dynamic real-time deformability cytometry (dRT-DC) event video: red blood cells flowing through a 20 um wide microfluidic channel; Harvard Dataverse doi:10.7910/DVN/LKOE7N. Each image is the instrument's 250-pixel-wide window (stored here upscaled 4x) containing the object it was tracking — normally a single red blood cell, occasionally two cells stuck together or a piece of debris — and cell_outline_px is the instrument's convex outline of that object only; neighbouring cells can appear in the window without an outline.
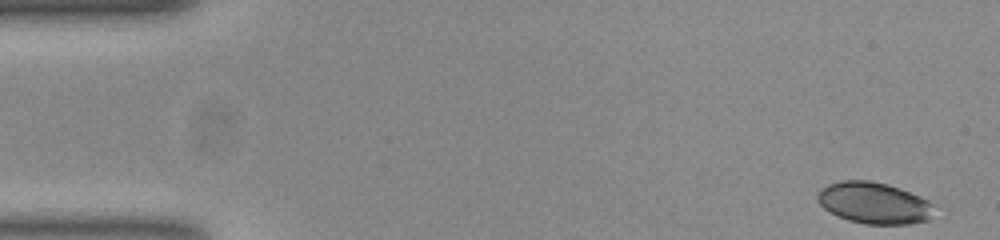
{"species": "common noctule bat (a hibernating species)", "species_latin": "Nyctalus noctula", "temperature_condition": "room temperature", "stored_images_in_passage": 51, "camera_frame_rate_fps": 3000, "um_per_image_px": 0.085, "animal": {"sex": "female", "body_mass_g": 23.0, "forearm_length_mm": 53.4}, "frame": {"image": 1, "passage_image": 1, "time_ms": 0.0, "image_size_px": [1000, 240], "cell_outline_px": [[936, 204], [928, 220], [908, 224], [864, 224], [848, 220], [824, 208], [816, 200], [816, 196], [820, 188], [828, 184], [840, 180], [868, 180], [888, 184], [900, 188], [920, 196]], "centroid_in_image_um": [74.29, 17.24], "position_along_channel_um": 10.7, "area_um2": 28.32}}
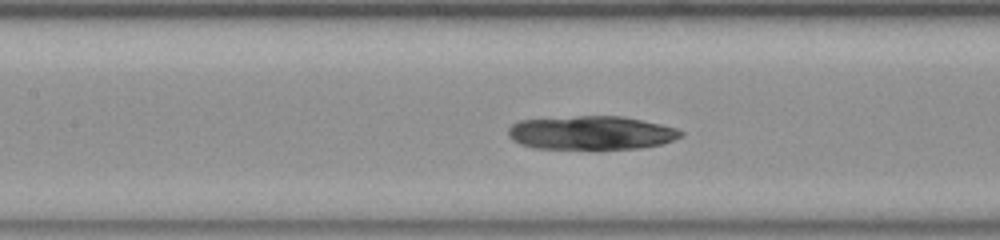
{"frame": {"image": 2, "passage_image": 22, "time_ms": 7.0, "image_size_px": [1000, 240], "cell_outline_px": [[684, 136], [660, 144], [640, 148], [536, 148], [520, 144], [512, 140], [508, 136], [508, 128], [516, 120], [576, 116], [624, 116], [660, 124], [676, 128], [684, 132]], "centroid_in_image_um": [50.23, 11.27], "position_along_channel_um": 157.2, "area_um2": 33.81}}
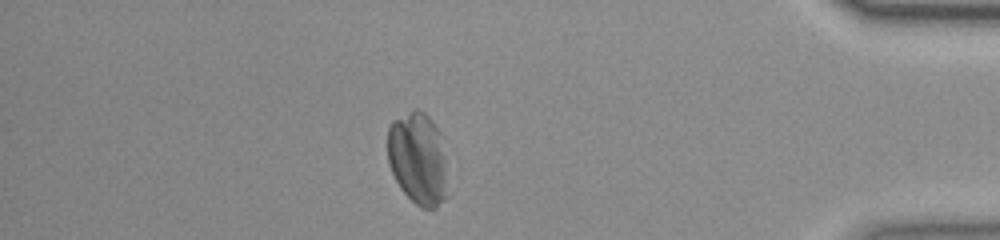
{"frame": {"image": 3, "passage_image": 44, "time_ms": 14.333, "image_size_px": [1000, 240], "cell_outline_px": [[452, 196], [436, 208], [420, 208], [400, 188], [388, 164], [388, 128], [392, 120], [416, 108], [424, 112], [432, 120], [436, 128], [444, 156]], "centroid_in_image_um": [35.56, 13.56], "position_along_channel_um": 399.6, "area_um2": 32.89}}